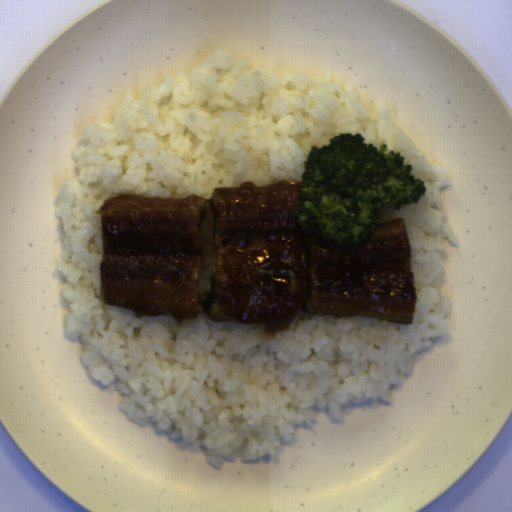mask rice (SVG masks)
Wrapping results in <instances>:
<instances>
[{"label": "rice", "instance_id": "652b925c", "mask_svg": "<svg viewBox=\"0 0 512 512\" xmlns=\"http://www.w3.org/2000/svg\"><path fill=\"white\" fill-rule=\"evenodd\" d=\"M303 72L252 68L250 59L217 48L204 65L176 69L160 85H146L139 100L126 93L112 122L81 131L72 152L78 173L58 191L64 250L54 268L64 278L69 312L64 334L81 340V362L106 387L122 394L115 406L137 427L153 424L192 443L200 437L206 462L258 461L292 443L295 427H312L314 406L335 420L342 408L378 399L391 403V385L404 382L413 356L447 335L452 298L434 285L447 281L439 254L448 238L440 189L452 186L441 161L431 164L383 106L375 119L354 85ZM339 133H360L378 150L388 144L425 181L420 203L381 223L406 219L418 302L412 325L365 317L309 316L289 331L267 336L261 324L214 323L202 312L182 323L166 316L136 318L106 306L99 293L103 257V201L128 191L145 197L210 198L214 188L252 180L268 186L302 180L311 145Z\"/></svg>", "mask_w": 512, "mask_h": 512}]
</instances>
